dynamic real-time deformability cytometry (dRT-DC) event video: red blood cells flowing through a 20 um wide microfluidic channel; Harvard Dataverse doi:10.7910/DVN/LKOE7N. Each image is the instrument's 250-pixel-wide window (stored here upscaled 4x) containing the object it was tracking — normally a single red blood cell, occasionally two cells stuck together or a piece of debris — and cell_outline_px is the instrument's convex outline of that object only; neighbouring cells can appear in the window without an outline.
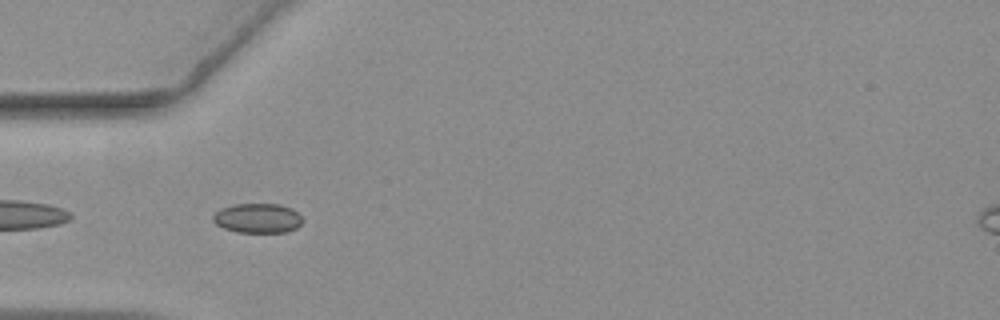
{"species": "common noctule bat (a hibernating species)", "species_latin": "Nyctalus noctula", "temperature_condition": "warm", "stored_images_in_passage": 41, "camera_frame_rate_fps": 3000, "um_per_image_px": 0.085, "animal": {"sex": "female", "body_mass_g": 19.3, "forearm_length_mm": 54.1}, "frame": {"image": 1, "passage_image": 2, "time_ms": 0.333, "image_size_px": [1000, 320], "cell_outline_px": [[304, 220], [296, 228], [284, 232], [236, 232], [224, 228], [216, 224], [212, 220], [212, 216], [220, 208], [232, 204], [280, 204], [292, 208]], "centroid_in_image_um": [21.88, 18.54], "position_along_channel_um": 63.1, "area_um2": 15.49}}
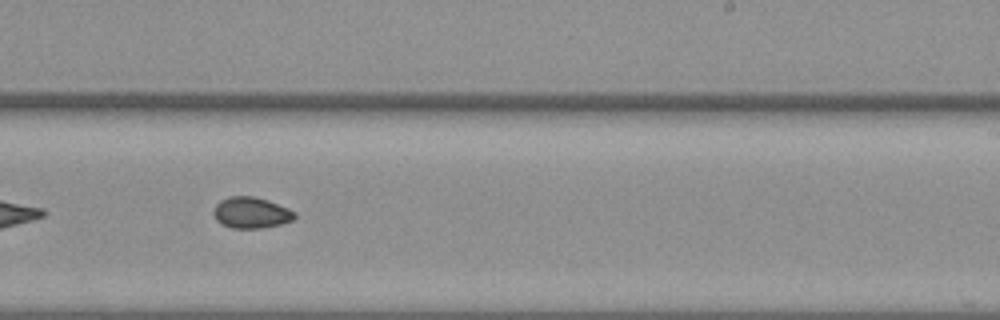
{"frame": {"image": 2, "passage_image": 19, "time_ms": 6.0, "image_size_px": [1000, 320], "cell_outline_px": [[296, 216], [292, 220], [280, 224], [264, 228], [232, 228], [220, 224], [216, 220], [212, 212], [216, 204], [220, 200], [228, 196], [252, 196], [268, 200], [288, 208], [296, 212]], "centroid_in_image_um": [21.32, 18.08], "position_along_channel_um": 267.7, "area_um2": 14.85}}
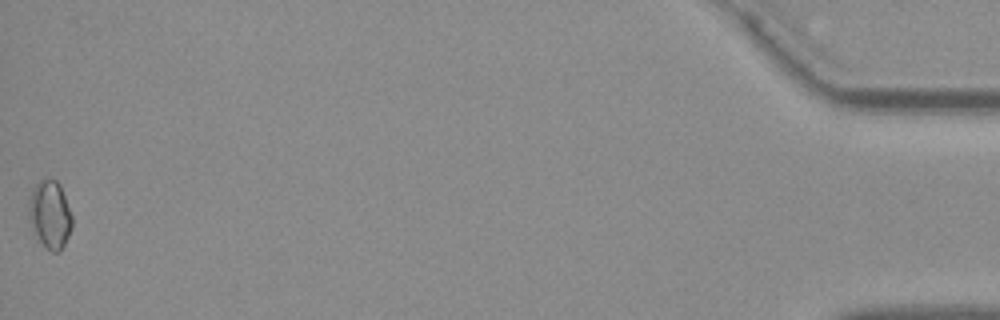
{"frame": {"image": 3, "passage_image": 41, "time_ms": 13.333, "image_size_px": [1000, 320], "cell_outline_px": [[72, 228], [64, 244], [56, 252], [52, 252], [40, 240], [32, 224], [28, 212], [28, 204], [32, 188], [44, 176], [56, 180], [60, 184], [72, 216]], "centroid_in_image_um": [4.25, 18.15], "position_along_channel_um": 430.9, "area_um2": 16.82}, "authors_computed_cell_mechanics": {"area_um2": 14.6234, "velocity_mm_per_s": 3.6254, "shape_relaxation_time_tau1_ms": null, "shape_relaxation_time_tau2_ms": 3.8717, "deformation_change_tau1": null, "deformation_change_tau2": 0.0553}}